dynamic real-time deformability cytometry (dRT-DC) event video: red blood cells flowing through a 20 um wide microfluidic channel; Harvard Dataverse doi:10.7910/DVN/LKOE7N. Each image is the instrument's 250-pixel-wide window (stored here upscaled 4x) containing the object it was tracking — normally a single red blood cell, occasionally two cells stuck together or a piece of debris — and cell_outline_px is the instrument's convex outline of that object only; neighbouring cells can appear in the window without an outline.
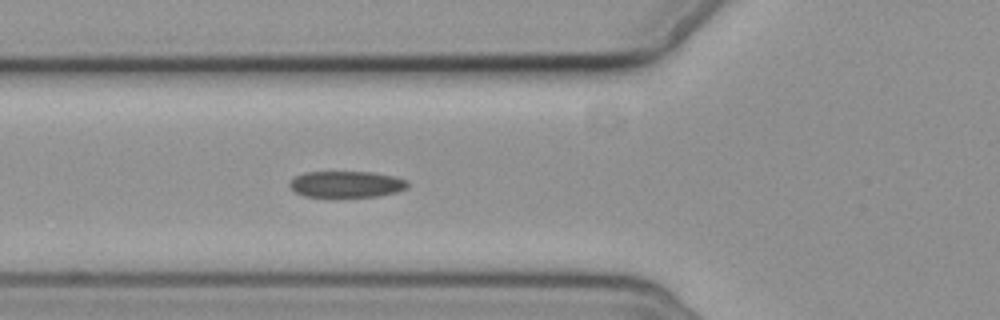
{"species": "common noctule bat (a hibernating species)", "species_latin": "Nyctalus noctula", "temperature_condition": "cold", "stored_images_in_passage": 6, "camera_frame_rate_fps": 3000, "um_per_image_px": 0.085, "animal": {"sex": "female", "body_mass_g": 19.3, "forearm_length_mm": 54.1}, "frame": {"image": 1, "passage_image": 6, "time_ms": 7.0, "image_size_px": [1000, 320], "cell_outline_px": [[408, 188], [396, 192], [376, 196], [304, 196], [292, 192], [288, 184], [296, 176], [304, 172], [372, 172], [396, 176], [408, 180]], "centroid_in_image_um": [29.45, 15.65], "position_along_channel_um": 96.4, "area_um2": 18.15}}